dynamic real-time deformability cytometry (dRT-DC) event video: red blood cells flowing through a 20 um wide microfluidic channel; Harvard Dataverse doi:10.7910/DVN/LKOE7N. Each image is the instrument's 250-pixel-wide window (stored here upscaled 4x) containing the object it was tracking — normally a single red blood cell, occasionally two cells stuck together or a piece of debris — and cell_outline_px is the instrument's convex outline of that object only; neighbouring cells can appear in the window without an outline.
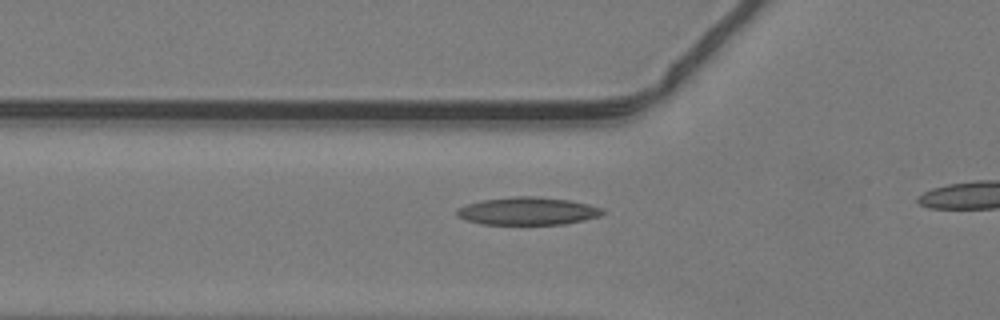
{"species": "common noctule bat (a hibernating species)", "species_latin": "Nyctalus noctula", "temperature_condition": "warm", "stored_images_in_passage": 26, "camera_frame_rate_fps": 3000, "um_per_image_px": 0.085, "animal": {"sex": "male", "body_mass_g": 19.2, "forearm_length_mm": 51.8}, "frame": {"image": 1, "passage_image": 4, "time_ms": 1.0, "image_size_px": [1000, 320], "cell_outline_px": [[604, 212], [600, 216], [584, 220], [564, 224], [480, 224], [456, 216], [456, 212], [460, 208], [468, 204], [484, 200], [512, 196], [536, 196], [568, 200], [588, 204], [604, 208]], "centroid_in_image_um": [44.89, 17.94], "position_along_channel_um": 80.9, "area_um2": 23.41}}
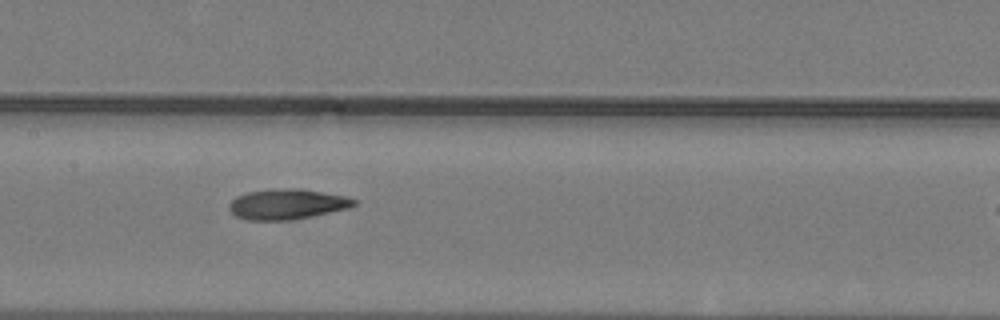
{"frame": {"image": 2, "passage_image": 11, "time_ms": 3.333, "image_size_px": [1000, 320], "cell_outline_px": [[356, 204], [348, 208], [288, 220], [248, 220], [236, 216], [228, 208], [228, 204], [236, 196], [248, 192], [272, 188], [300, 188], [348, 196], [356, 200]], "centroid_in_image_um": [24.38, 17.33], "position_along_channel_um": 183.0, "area_um2": 22.02}}
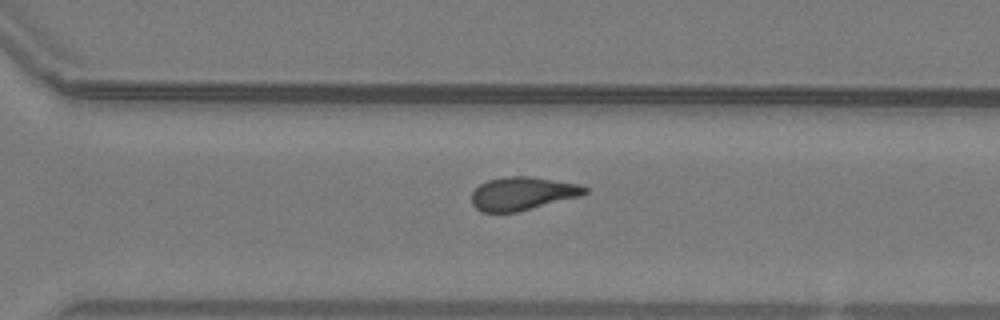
{"frame": {"image": 3, "passage_image": 21, "time_ms": 6.667, "image_size_px": [1000, 320], "cell_outline_px": [[588, 192], [580, 196], [516, 212], [484, 212], [476, 208], [472, 204], [472, 192], [480, 184], [488, 180], [504, 176], [528, 176], [580, 184], [588, 188]], "centroid_in_image_um": [44.41, 16.44], "position_along_channel_um": 326.2, "area_um2": 21.79}}